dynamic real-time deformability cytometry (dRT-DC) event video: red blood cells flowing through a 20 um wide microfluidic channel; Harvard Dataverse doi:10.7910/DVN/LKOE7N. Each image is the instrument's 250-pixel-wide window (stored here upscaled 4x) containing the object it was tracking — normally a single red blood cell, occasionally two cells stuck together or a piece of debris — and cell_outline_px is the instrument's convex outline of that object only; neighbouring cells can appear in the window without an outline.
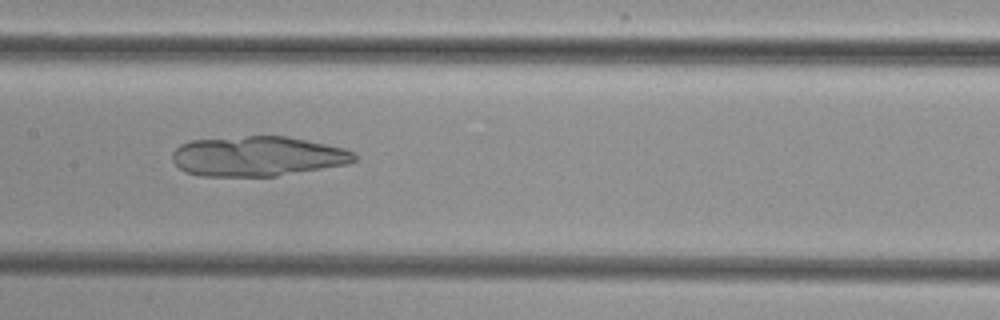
{"species": "common noctule bat (a hibernating species)", "species_latin": "Nyctalus noctula", "temperature_condition": "cold", "stored_images_in_passage": 40, "camera_frame_rate_fps": 3000, "um_per_image_px": 0.085, "animal": {"sex": "female", "body_mass_g": 29.2, "forearm_length_mm": 56.3}, "frame": {"image": 1, "passage_image": 17, "time_ms": 5.333, "image_size_px": [1000, 320], "cell_outline_px": [[356, 160], [348, 164], [276, 176], [200, 176], [184, 172], [172, 160], [172, 152], [180, 144], [192, 140], [248, 136], [288, 136], [344, 148], [356, 152]], "centroid_in_image_um": [21.89, 13.28], "position_along_channel_um": 185.5, "area_um2": 42.48}}
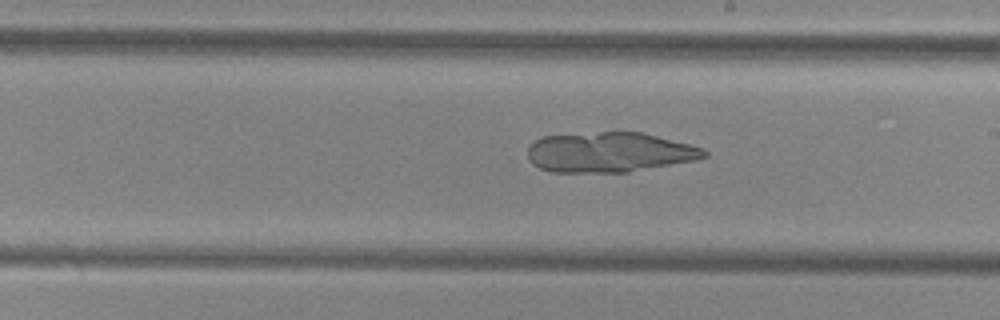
{"frame": {"image": 2, "passage_image": 21, "time_ms": 6.667, "image_size_px": [1000, 320], "cell_outline_px": [[708, 156], [696, 160], [628, 172], [548, 172], [532, 164], [528, 156], [528, 148], [540, 136], [600, 132], [640, 132], [704, 148], [708, 152]], "centroid_in_image_um": [51.79, 12.95], "position_along_channel_um": 237.2, "area_um2": 41.1}}
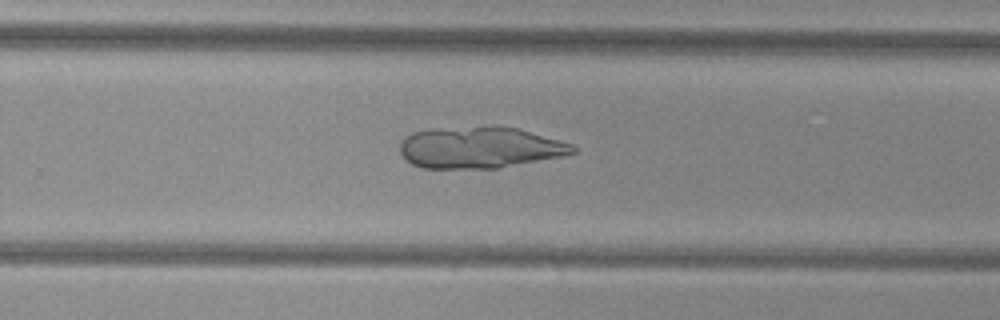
{"frame": {"image": 3, "passage_image": 25, "time_ms": 8.0, "image_size_px": [1000, 320], "cell_outline_px": [[580, 148], [576, 152], [564, 156], [500, 168], [424, 168], [412, 164], [400, 152], [400, 144], [412, 132], [428, 128], [516, 128], [572, 144]], "centroid_in_image_um": [40.81, 12.57], "position_along_channel_um": 289.0, "area_um2": 41.1}}